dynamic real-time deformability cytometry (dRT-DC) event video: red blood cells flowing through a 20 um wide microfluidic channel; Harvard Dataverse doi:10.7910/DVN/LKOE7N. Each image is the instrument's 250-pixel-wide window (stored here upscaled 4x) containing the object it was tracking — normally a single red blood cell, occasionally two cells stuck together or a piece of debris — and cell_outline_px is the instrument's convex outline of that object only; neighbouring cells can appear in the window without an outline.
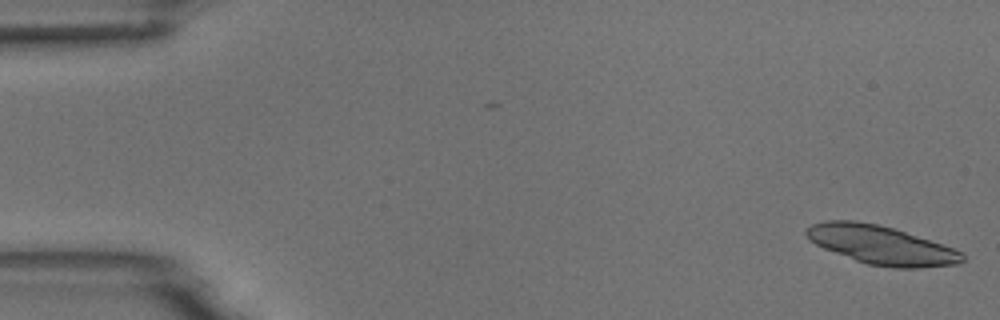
{"species": "common noctule bat (a hibernating species)", "species_latin": "Nyctalus noctula", "temperature_condition": "room temperature", "stored_images_in_passage": 19, "camera_frame_rate_fps": 3000, "um_per_image_px": 0.085, "animal": {"sex": "male", "body_mass_g": 18.8}, "frame": {"image": 1, "passage_image": 1, "time_ms": 0.0, "image_size_px": [1000, 320], "cell_outline_px": [[964, 260], [960, 264], [920, 268], [892, 268], [868, 264], [856, 260], [824, 248], [808, 240], [804, 232], [804, 228], [812, 224], [824, 220], [852, 220], [876, 224], [892, 228], [964, 252]], "centroid_in_image_um": [74.87, 20.83], "position_along_channel_um": 10.1, "area_um2": 34.97}}